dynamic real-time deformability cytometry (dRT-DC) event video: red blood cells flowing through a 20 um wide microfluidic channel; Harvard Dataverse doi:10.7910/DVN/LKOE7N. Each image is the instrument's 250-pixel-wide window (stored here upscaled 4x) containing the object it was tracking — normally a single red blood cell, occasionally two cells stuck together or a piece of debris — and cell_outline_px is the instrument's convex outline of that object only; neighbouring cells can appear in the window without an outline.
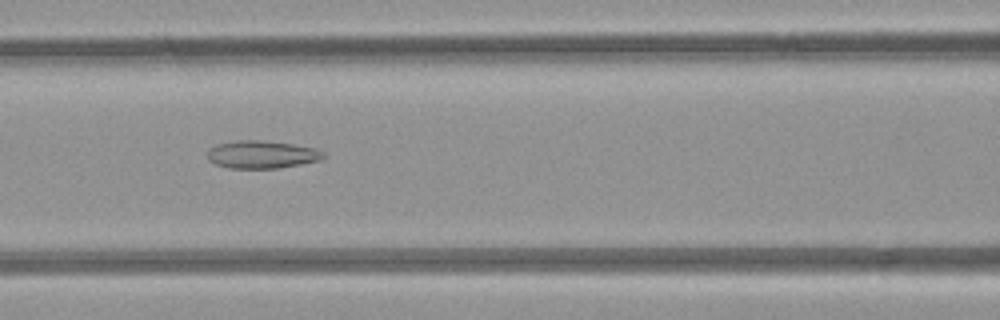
{"species": "common noctule bat (a hibernating species)", "species_latin": "Nyctalus noctula", "temperature_condition": "room temperature", "stored_images_in_passage": 9, "camera_frame_rate_fps": 3000, "um_per_image_px": 0.085, "animal": {"sex": "female", "body_mass_g": 21.9}, "frame": {"image": 1, "passage_image": 7, "time_ms": 7.667, "image_size_px": [1000, 320], "cell_outline_px": [[324, 156], [320, 160], [280, 168], [228, 168], [216, 164], [208, 160], [208, 148], [216, 144], [240, 140], [260, 140], [292, 144], [316, 148], [324, 152]], "centroid_in_image_um": [22.24, 13.13], "position_along_channel_um": 144.4, "area_um2": 18.73}}
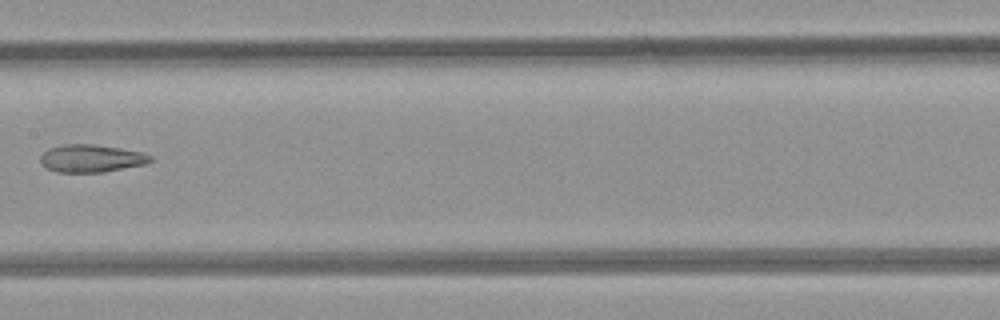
{"frame": {"image": 2, "passage_image": 8, "time_ms": 9.0, "image_size_px": [1000, 320], "cell_outline_px": [[152, 160], [148, 164], [104, 172], [56, 172], [40, 164], [40, 156], [48, 148], [64, 144], [92, 144], [120, 148], [140, 152], [152, 156]], "centroid_in_image_um": [7.75, 13.47], "position_along_channel_um": 199.6, "area_um2": 17.8}}
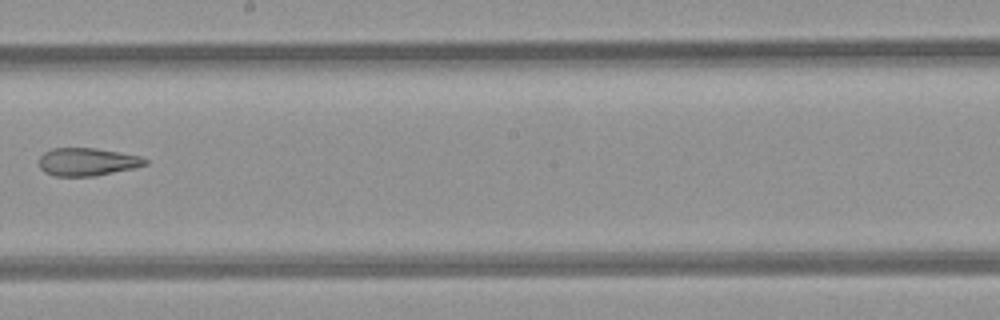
{"frame": {"image": 3, "passage_image": 9, "time_ms": 10.0, "image_size_px": [1000, 320], "cell_outline_px": [[148, 164], [132, 168], [96, 176], [56, 176], [44, 172], [40, 168], [40, 156], [44, 152], [52, 148], [96, 148], [140, 156], [148, 160]], "centroid_in_image_um": [7.4, 13.75], "position_along_channel_um": 240.8, "area_um2": 17.17}}